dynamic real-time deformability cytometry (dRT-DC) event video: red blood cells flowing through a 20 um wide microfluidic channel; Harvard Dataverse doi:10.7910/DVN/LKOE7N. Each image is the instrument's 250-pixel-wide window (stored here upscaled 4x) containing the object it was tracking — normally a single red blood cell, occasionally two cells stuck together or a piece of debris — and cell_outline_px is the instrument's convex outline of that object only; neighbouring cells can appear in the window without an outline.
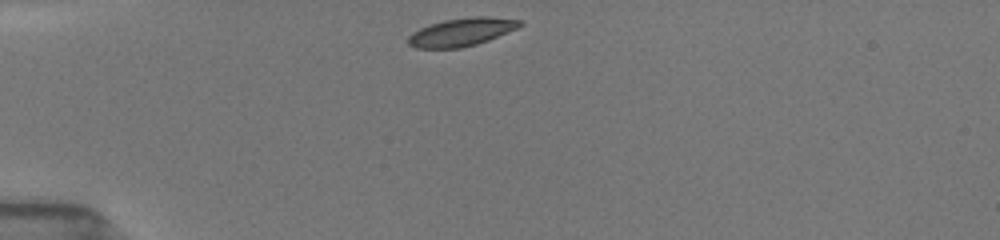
{"species": "common noctule bat (a hibernating species)", "species_latin": "Nyctalus noctula", "temperature_condition": "room temperature", "stored_images_in_passage": 39, "camera_frame_rate_fps": 3000, "um_per_image_px": 0.085, "animal": {"sex": "female", "body_mass_g": 19.5, "forearm_length_mm": 54.1}, "frame": {"image": 1, "passage_image": 1, "time_ms": 0.0, "image_size_px": [1000, 240], "cell_outline_px": [[524, 24], [516, 28], [488, 40], [476, 44], [460, 48], [416, 48], [408, 44], [408, 36], [412, 32], [420, 28], [444, 20], [472, 16], [488, 16], [520, 20]], "centroid_in_image_um": [39.21, 2.72], "position_along_channel_um": 45.8, "area_um2": 18.09}}
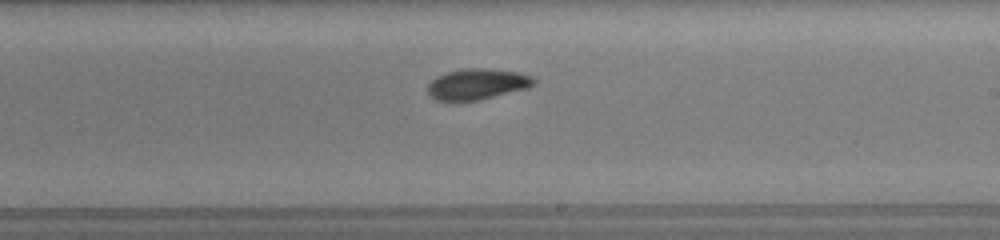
{"frame": {"image": 2, "passage_image": 19, "time_ms": 6.0, "image_size_px": [1000, 240], "cell_outline_px": [[536, 84], [528, 88], [480, 100], [456, 104], [436, 100], [428, 92], [428, 84], [436, 76], [444, 72], [468, 68], [484, 68], [516, 72], [528, 76], [536, 80]], "centroid_in_image_um": [40.5, 7.19], "position_along_channel_um": 248.5, "area_um2": 19.54}}
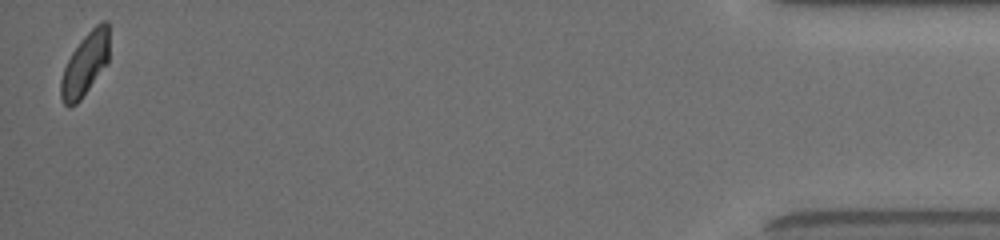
{"frame": {"image": 3, "passage_image": 39, "time_ms": 12.667, "image_size_px": [1000, 240], "cell_outline_px": [[108, 64], [80, 100], [76, 104], [68, 108], [64, 104], [60, 96], [60, 80], [64, 68], [72, 52], [80, 40], [100, 20], [108, 20]], "centroid_in_image_um": [7.23, 5.47], "position_along_channel_um": 428.0, "area_um2": 17.86}, "authors_computed_cell_mechanics": {"area_um2": 18.8428, "velocity_mm_per_s": 3.8904, "shape_relaxation_time_tau1_ms": 2.5379, "shape_relaxation_time_tau2_ms": 1.7015, "deformation_change_tau1": 0.1267, "deformation_change_tau2": 0.0545}}